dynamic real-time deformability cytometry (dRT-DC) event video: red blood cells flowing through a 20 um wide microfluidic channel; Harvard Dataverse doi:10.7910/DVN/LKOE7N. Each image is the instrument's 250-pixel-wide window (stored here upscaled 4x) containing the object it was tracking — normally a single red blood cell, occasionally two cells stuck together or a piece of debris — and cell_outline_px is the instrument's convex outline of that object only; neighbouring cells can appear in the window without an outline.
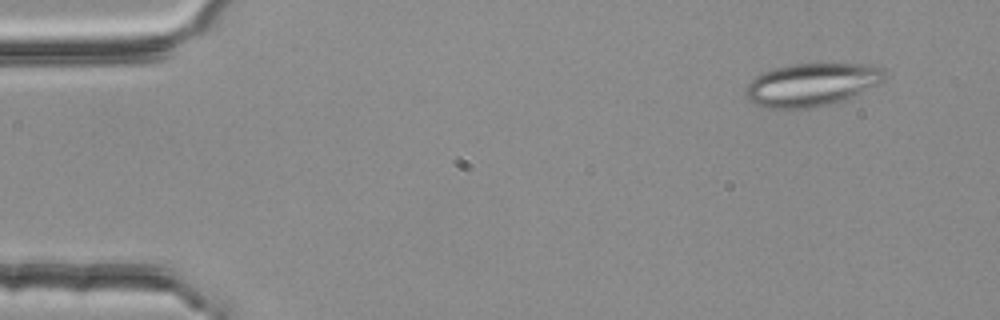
{"species": "common noctule bat (a hibernating species)", "species_latin": "Nyctalus noctula", "temperature_condition": "room temperature", "stored_images_in_passage": 4, "camera_frame_rate_fps": 3000, "um_per_image_px": 0.085, "animal": {"sex": "female", "body_mass_g": 25.1}, "frame": {"image": 1, "passage_image": 1, "time_ms": 0.0, "image_size_px": [1000, 320], "cell_outline_px": [[888, 76], [880, 84], [844, 100], [812, 108], [768, 108], [752, 104], [748, 100], [744, 92], [744, 88], [756, 76], [772, 68], [792, 64], [864, 64], [884, 68]], "centroid_in_image_um": [68.99, 7.19], "position_along_channel_um": 16.0, "area_um2": 35.03}}